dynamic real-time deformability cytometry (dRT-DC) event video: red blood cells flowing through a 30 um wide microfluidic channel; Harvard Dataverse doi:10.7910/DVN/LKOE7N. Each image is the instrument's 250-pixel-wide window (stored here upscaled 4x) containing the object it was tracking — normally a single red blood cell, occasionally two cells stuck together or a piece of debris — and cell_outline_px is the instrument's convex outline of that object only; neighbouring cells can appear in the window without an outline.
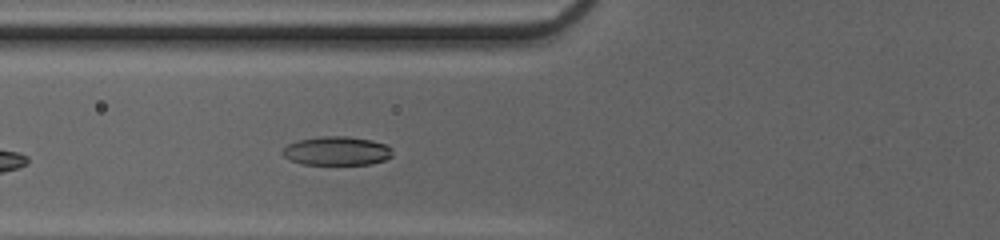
{"species": "common noctule bat (a hibernating species)", "species_latin": "Nyctalus noctula", "temperature_condition": "cold", "stored_images_in_passage": 27, "camera_frame_rate_fps": 3000, "um_per_image_px": 0.085, "animal": {"sex": "female", "body_mass_g": 20.0, "forearm_length_mm": 54.0}, "frame": {"image": 1, "passage_image": 6, "time_ms": 1.667, "image_size_px": [1000, 240], "cell_outline_px": [[392, 156], [384, 160], [372, 164], [304, 164], [288, 160], [280, 152], [288, 144], [296, 140], [324, 136], [348, 136], [372, 140], [388, 144], [392, 148]], "centroid_in_image_um": [28.63, 12.82], "position_along_channel_um": 97.2, "area_um2": 18.67}}
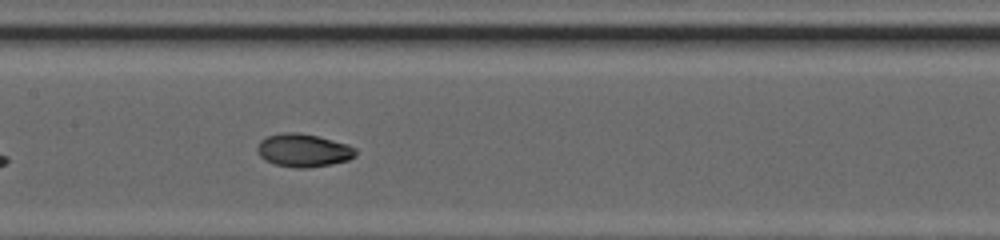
{"frame": {"image": 2, "passage_image": 12, "time_ms": 3.667, "image_size_px": [1000, 240], "cell_outline_px": [[356, 156], [348, 160], [332, 164], [304, 168], [296, 168], [276, 164], [264, 160], [260, 156], [256, 148], [260, 140], [268, 136], [284, 132], [296, 132], [316, 136], [348, 144], [356, 148]], "centroid_in_image_um": [25.79, 12.78], "position_along_channel_um": 181.6, "area_um2": 18.9}}
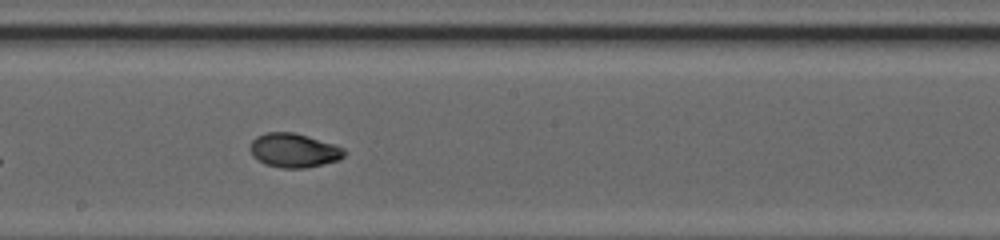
{"frame": {"image": 3, "passage_image": 15, "time_ms": 4.667, "image_size_px": [1000, 240], "cell_outline_px": [[348, 152], [344, 156], [336, 160], [304, 168], [280, 168], [264, 164], [252, 156], [248, 148], [252, 140], [256, 136], [268, 132], [296, 132], [344, 148]], "centroid_in_image_um": [24.93, 12.77], "position_along_channel_um": 223.3, "area_um2": 18.73}}